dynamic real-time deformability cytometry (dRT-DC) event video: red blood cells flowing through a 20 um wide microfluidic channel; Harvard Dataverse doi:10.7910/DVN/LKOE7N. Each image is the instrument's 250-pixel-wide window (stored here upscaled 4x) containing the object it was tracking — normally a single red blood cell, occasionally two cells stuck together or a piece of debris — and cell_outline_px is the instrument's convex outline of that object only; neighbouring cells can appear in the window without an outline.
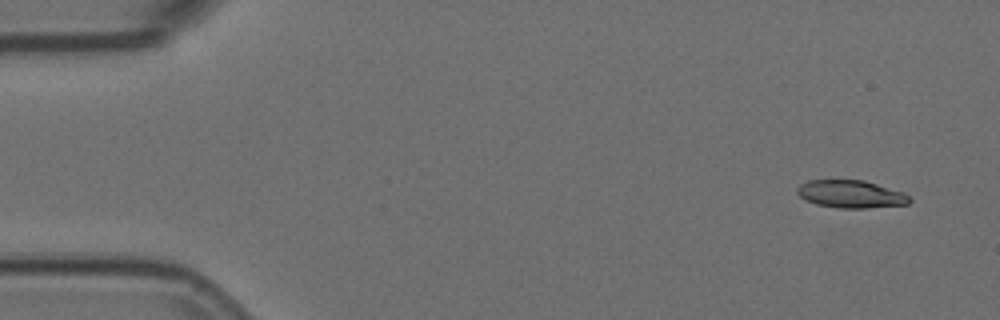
{"species": "Egyptian fruit bat (a non-hibernating species)", "species_latin": "Rousettus aegyptiacus", "temperature_condition": "room temperature", "stored_images_in_passage": 6, "camera_frame_rate_fps": 3000, "um_per_image_px": 0.085, "animal": {"sex": "female"}, "frame": {"image": 1, "passage_image": 1, "time_ms": 0.0, "image_size_px": [1000, 320], "cell_outline_px": [[912, 200], [908, 204], [868, 208], [840, 208], [816, 204], [800, 196], [796, 192], [796, 188], [800, 184], [808, 180], [864, 180], [904, 192]], "centroid_in_image_um": [72.33, 16.49], "position_along_channel_um": 12.7, "area_um2": 18.09}}
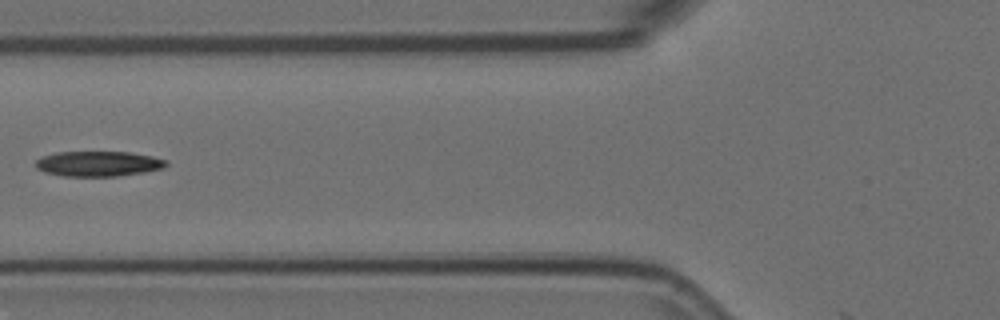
{"frame": {"image": 2, "passage_image": 6, "time_ms": 1.667, "image_size_px": [1000, 320], "cell_outline_px": [[168, 164], [164, 168], [144, 172], [116, 176], [64, 176], [44, 172], [36, 168], [36, 160], [40, 156], [56, 152], [128, 152], [152, 156], [168, 160]], "centroid_in_image_um": [8.35, 13.91], "position_along_channel_um": 117.5, "area_um2": 19.25}}